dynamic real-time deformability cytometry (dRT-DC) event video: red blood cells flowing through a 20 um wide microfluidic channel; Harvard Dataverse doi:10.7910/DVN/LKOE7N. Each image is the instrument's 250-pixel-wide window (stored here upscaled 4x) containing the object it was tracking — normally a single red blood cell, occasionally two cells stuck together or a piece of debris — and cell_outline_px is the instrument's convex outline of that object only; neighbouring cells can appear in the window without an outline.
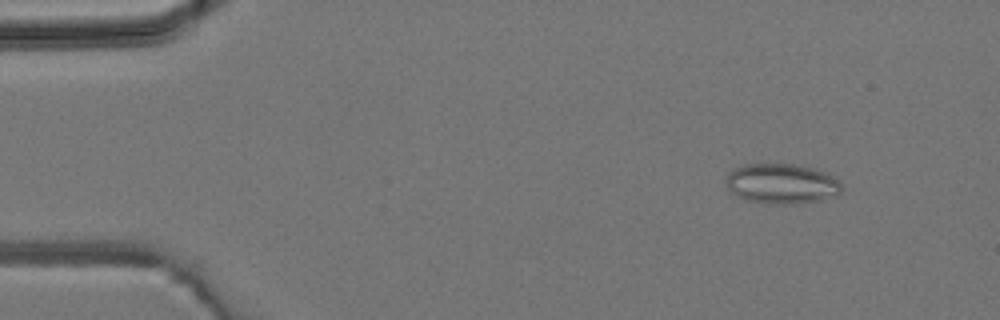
{"species": "common noctule bat (a hibernating species)", "species_latin": "Nyctalus noctula", "temperature_condition": "room temperature", "stored_images_in_passage": 4, "camera_frame_rate_fps": 3000, "um_per_image_px": 0.085, "animal": {"sex": "male", "body_mass_g": 19.2, "forearm_length_mm": 51.8}, "frame": {"image": 1, "passage_image": 2, "time_ms": 1.333, "image_size_px": [1000, 320], "cell_outline_px": [[844, 188], [836, 196], [820, 200], [796, 204], [768, 204], [744, 200], [736, 196], [728, 188], [724, 180], [728, 172], [744, 164], [792, 164], [808, 168], [832, 176]], "centroid_in_image_um": [66.38, 15.64], "position_along_channel_um": 18.6, "area_um2": 26.99}}